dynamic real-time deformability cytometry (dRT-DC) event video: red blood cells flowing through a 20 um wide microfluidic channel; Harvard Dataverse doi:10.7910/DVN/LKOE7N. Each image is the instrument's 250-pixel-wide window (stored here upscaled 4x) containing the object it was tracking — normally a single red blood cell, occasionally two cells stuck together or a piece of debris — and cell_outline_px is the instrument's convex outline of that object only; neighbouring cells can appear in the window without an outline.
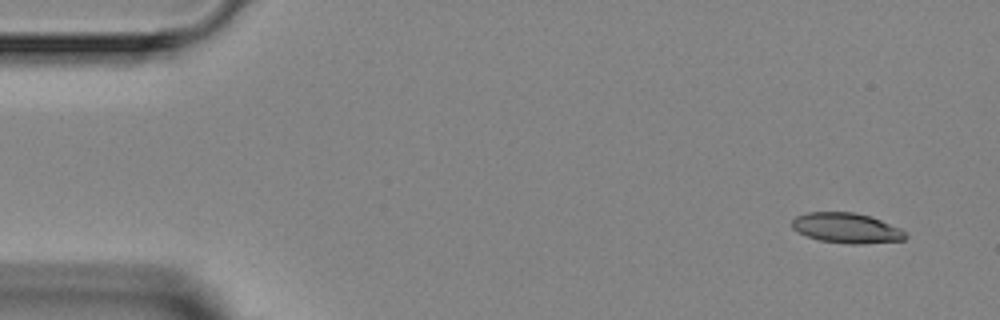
{"species": "Egyptian fruit bat (a non-hibernating species)", "species_latin": "Rousettus aegyptiacus", "temperature_condition": "room temperature", "stored_images_in_passage": 4, "camera_frame_rate_fps": 3000, "um_per_image_px": 0.085, "animal": {"sex": "female"}, "frame": {"image": 1, "passage_image": 1, "time_ms": 0.0, "image_size_px": [1000, 320], "cell_outline_px": [[908, 236], [904, 240], [860, 244], [852, 244], [820, 240], [808, 236], [792, 228], [792, 220], [796, 216], [808, 212], [852, 212], [872, 216], [900, 228]], "centroid_in_image_um": [71.98, 19.37], "position_along_channel_um": 13.0, "area_um2": 19.83}}
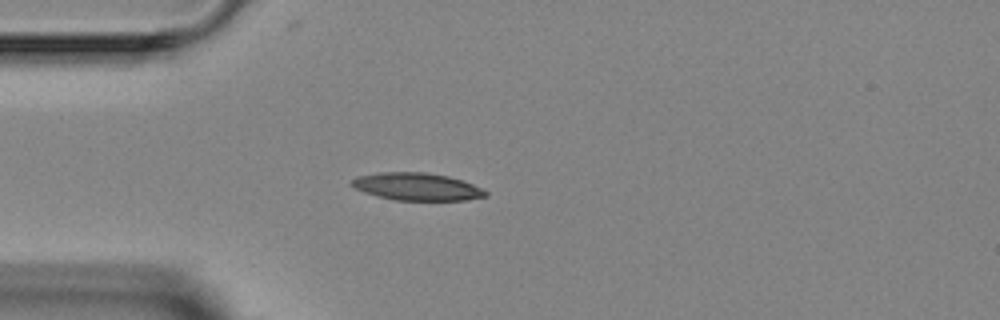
{"frame": {"image": 2, "passage_image": 4, "time_ms": 3.333, "image_size_px": [1000, 320], "cell_outline_px": [[488, 196], [468, 200], [396, 200], [364, 192], [348, 184], [356, 176], [380, 172], [424, 172], [448, 176], [472, 184], [488, 192]], "centroid_in_image_um": [35.43, 15.86], "position_along_channel_um": 49.6, "area_um2": 21.33}}